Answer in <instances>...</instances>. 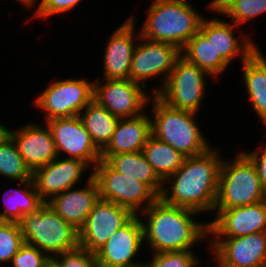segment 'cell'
I'll return each instance as SVG.
<instances>
[{"instance_id": "1", "label": "cell", "mask_w": 266, "mask_h": 267, "mask_svg": "<svg viewBox=\"0 0 266 267\" xmlns=\"http://www.w3.org/2000/svg\"><path fill=\"white\" fill-rule=\"evenodd\" d=\"M219 153L211 147L203 154L185 158L183 165L164 181L160 198L172 206L213 213L223 161ZM167 183L171 186L167 187Z\"/></svg>"}, {"instance_id": "2", "label": "cell", "mask_w": 266, "mask_h": 267, "mask_svg": "<svg viewBox=\"0 0 266 267\" xmlns=\"http://www.w3.org/2000/svg\"><path fill=\"white\" fill-rule=\"evenodd\" d=\"M200 213L166 204L160 197L138 214L143 227L144 244L151 253L194 250L198 241L209 238L208 221L199 223ZM145 218V220L143 218ZM144 220V221H143Z\"/></svg>"}, {"instance_id": "3", "label": "cell", "mask_w": 266, "mask_h": 267, "mask_svg": "<svg viewBox=\"0 0 266 267\" xmlns=\"http://www.w3.org/2000/svg\"><path fill=\"white\" fill-rule=\"evenodd\" d=\"M140 35L182 50L200 30L204 16L186 0H151Z\"/></svg>"}, {"instance_id": "4", "label": "cell", "mask_w": 266, "mask_h": 267, "mask_svg": "<svg viewBox=\"0 0 266 267\" xmlns=\"http://www.w3.org/2000/svg\"><path fill=\"white\" fill-rule=\"evenodd\" d=\"M151 135L169 144L183 156H197L212 146L201 131L195 112L175 109L164 103L157 95H152ZM153 117V119H152Z\"/></svg>"}, {"instance_id": "5", "label": "cell", "mask_w": 266, "mask_h": 267, "mask_svg": "<svg viewBox=\"0 0 266 267\" xmlns=\"http://www.w3.org/2000/svg\"><path fill=\"white\" fill-rule=\"evenodd\" d=\"M24 242L50 258L79 247V230L59 216L47 202L24 214L18 222Z\"/></svg>"}, {"instance_id": "6", "label": "cell", "mask_w": 266, "mask_h": 267, "mask_svg": "<svg viewBox=\"0 0 266 267\" xmlns=\"http://www.w3.org/2000/svg\"><path fill=\"white\" fill-rule=\"evenodd\" d=\"M266 200L257 168L242 150L232 159L222 161L214 210L253 205Z\"/></svg>"}, {"instance_id": "7", "label": "cell", "mask_w": 266, "mask_h": 267, "mask_svg": "<svg viewBox=\"0 0 266 267\" xmlns=\"http://www.w3.org/2000/svg\"><path fill=\"white\" fill-rule=\"evenodd\" d=\"M92 177L98 185L100 199L127 208L134 215L159 198L147 184L117 172L102 159L93 168Z\"/></svg>"}, {"instance_id": "8", "label": "cell", "mask_w": 266, "mask_h": 267, "mask_svg": "<svg viewBox=\"0 0 266 267\" xmlns=\"http://www.w3.org/2000/svg\"><path fill=\"white\" fill-rule=\"evenodd\" d=\"M208 76L206 71L180 56L157 96L172 108L198 113L203 106Z\"/></svg>"}, {"instance_id": "9", "label": "cell", "mask_w": 266, "mask_h": 267, "mask_svg": "<svg viewBox=\"0 0 266 267\" xmlns=\"http://www.w3.org/2000/svg\"><path fill=\"white\" fill-rule=\"evenodd\" d=\"M93 81L87 78L59 79L43 89L34 102L44 112V120L79 116L93 100Z\"/></svg>"}, {"instance_id": "10", "label": "cell", "mask_w": 266, "mask_h": 267, "mask_svg": "<svg viewBox=\"0 0 266 267\" xmlns=\"http://www.w3.org/2000/svg\"><path fill=\"white\" fill-rule=\"evenodd\" d=\"M180 56L181 50L175 45L148 40L140 35L133 53L130 80L148 90L146 82L158 77L160 87L152 88V95H157L164 87Z\"/></svg>"}, {"instance_id": "11", "label": "cell", "mask_w": 266, "mask_h": 267, "mask_svg": "<svg viewBox=\"0 0 266 267\" xmlns=\"http://www.w3.org/2000/svg\"><path fill=\"white\" fill-rule=\"evenodd\" d=\"M93 81V100L112 115L122 119L135 117L148 108L152 92L130 79ZM151 92V93H149Z\"/></svg>"}, {"instance_id": "12", "label": "cell", "mask_w": 266, "mask_h": 267, "mask_svg": "<svg viewBox=\"0 0 266 267\" xmlns=\"http://www.w3.org/2000/svg\"><path fill=\"white\" fill-rule=\"evenodd\" d=\"M134 216L127 208L99 198L84 225L79 229V246L95 254Z\"/></svg>"}, {"instance_id": "13", "label": "cell", "mask_w": 266, "mask_h": 267, "mask_svg": "<svg viewBox=\"0 0 266 267\" xmlns=\"http://www.w3.org/2000/svg\"><path fill=\"white\" fill-rule=\"evenodd\" d=\"M209 240L217 267H266V231Z\"/></svg>"}, {"instance_id": "14", "label": "cell", "mask_w": 266, "mask_h": 267, "mask_svg": "<svg viewBox=\"0 0 266 267\" xmlns=\"http://www.w3.org/2000/svg\"><path fill=\"white\" fill-rule=\"evenodd\" d=\"M45 124L52 133L58 156L83 160L91 170L101 160V152L93 144L79 116L54 118Z\"/></svg>"}, {"instance_id": "15", "label": "cell", "mask_w": 266, "mask_h": 267, "mask_svg": "<svg viewBox=\"0 0 266 267\" xmlns=\"http://www.w3.org/2000/svg\"><path fill=\"white\" fill-rule=\"evenodd\" d=\"M143 243L141 219L135 215L95 253L98 267H144V260H136Z\"/></svg>"}, {"instance_id": "16", "label": "cell", "mask_w": 266, "mask_h": 267, "mask_svg": "<svg viewBox=\"0 0 266 267\" xmlns=\"http://www.w3.org/2000/svg\"><path fill=\"white\" fill-rule=\"evenodd\" d=\"M214 212L215 218L208 222L211 238H235L266 231V200Z\"/></svg>"}, {"instance_id": "17", "label": "cell", "mask_w": 266, "mask_h": 267, "mask_svg": "<svg viewBox=\"0 0 266 267\" xmlns=\"http://www.w3.org/2000/svg\"><path fill=\"white\" fill-rule=\"evenodd\" d=\"M135 24L136 18L129 15L124 23L108 36L103 54V79H130L133 53L140 38V31L136 33Z\"/></svg>"}, {"instance_id": "18", "label": "cell", "mask_w": 266, "mask_h": 267, "mask_svg": "<svg viewBox=\"0 0 266 267\" xmlns=\"http://www.w3.org/2000/svg\"><path fill=\"white\" fill-rule=\"evenodd\" d=\"M89 167L83 160L58 156L45 166L36 169L32 179L40 199L47 202L53 196L74 188L80 184L82 176Z\"/></svg>"}, {"instance_id": "19", "label": "cell", "mask_w": 266, "mask_h": 267, "mask_svg": "<svg viewBox=\"0 0 266 267\" xmlns=\"http://www.w3.org/2000/svg\"><path fill=\"white\" fill-rule=\"evenodd\" d=\"M45 125L30 121L11 132L17 150L32 173L58 157L52 133Z\"/></svg>"}, {"instance_id": "20", "label": "cell", "mask_w": 266, "mask_h": 267, "mask_svg": "<svg viewBox=\"0 0 266 267\" xmlns=\"http://www.w3.org/2000/svg\"><path fill=\"white\" fill-rule=\"evenodd\" d=\"M238 27L232 21H224L217 17L202 20L200 31L212 42L216 53L228 63L232 64L235 57H239L242 64L257 48L255 41L250 39L248 35H240V39L234 35L235 28Z\"/></svg>"}, {"instance_id": "21", "label": "cell", "mask_w": 266, "mask_h": 267, "mask_svg": "<svg viewBox=\"0 0 266 267\" xmlns=\"http://www.w3.org/2000/svg\"><path fill=\"white\" fill-rule=\"evenodd\" d=\"M86 187L71 188L53 196L47 203L66 222L78 230L84 225L94 204L99 200V189L92 172L86 179Z\"/></svg>"}, {"instance_id": "22", "label": "cell", "mask_w": 266, "mask_h": 267, "mask_svg": "<svg viewBox=\"0 0 266 267\" xmlns=\"http://www.w3.org/2000/svg\"><path fill=\"white\" fill-rule=\"evenodd\" d=\"M150 135L151 118L146 112L119 119L109 143L101 151V156L142 151Z\"/></svg>"}, {"instance_id": "23", "label": "cell", "mask_w": 266, "mask_h": 267, "mask_svg": "<svg viewBox=\"0 0 266 267\" xmlns=\"http://www.w3.org/2000/svg\"><path fill=\"white\" fill-rule=\"evenodd\" d=\"M248 102L266 126V56L259 47L242 63Z\"/></svg>"}, {"instance_id": "24", "label": "cell", "mask_w": 266, "mask_h": 267, "mask_svg": "<svg viewBox=\"0 0 266 267\" xmlns=\"http://www.w3.org/2000/svg\"><path fill=\"white\" fill-rule=\"evenodd\" d=\"M117 172L147 184L159 197L164 182L154 172L142 151L101 156Z\"/></svg>"}, {"instance_id": "25", "label": "cell", "mask_w": 266, "mask_h": 267, "mask_svg": "<svg viewBox=\"0 0 266 267\" xmlns=\"http://www.w3.org/2000/svg\"><path fill=\"white\" fill-rule=\"evenodd\" d=\"M181 56L206 71L212 80H217L230 66L219 53H216L212 42L200 30L181 50Z\"/></svg>"}, {"instance_id": "26", "label": "cell", "mask_w": 266, "mask_h": 267, "mask_svg": "<svg viewBox=\"0 0 266 267\" xmlns=\"http://www.w3.org/2000/svg\"><path fill=\"white\" fill-rule=\"evenodd\" d=\"M18 184L17 188H9L4 193V201H2L4 205L1 207L4 210L0 211V216L7 222H19L24 214L34 211L43 203L33 179L21 181Z\"/></svg>"}, {"instance_id": "27", "label": "cell", "mask_w": 266, "mask_h": 267, "mask_svg": "<svg viewBox=\"0 0 266 267\" xmlns=\"http://www.w3.org/2000/svg\"><path fill=\"white\" fill-rule=\"evenodd\" d=\"M79 117L93 144L101 152L109 143L120 118L112 115L94 100L80 112Z\"/></svg>"}, {"instance_id": "28", "label": "cell", "mask_w": 266, "mask_h": 267, "mask_svg": "<svg viewBox=\"0 0 266 267\" xmlns=\"http://www.w3.org/2000/svg\"><path fill=\"white\" fill-rule=\"evenodd\" d=\"M142 152L163 182L183 165L186 158L172 146L152 135L148 138Z\"/></svg>"}, {"instance_id": "29", "label": "cell", "mask_w": 266, "mask_h": 267, "mask_svg": "<svg viewBox=\"0 0 266 267\" xmlns=\"http://www.w3.org/2000/svg\"><path fill=\"white\" fill-rule=\"evenodd\" d=\"M32 172L26 166L24 159L12 138L0 145V176L14 181L32 180Z\"/></svg>"}, {"instance_id": "30", "label": "cell", "mask_w": 266, "mask_h": 267, "mask_svg": "<svg viewBox=\"0 0 266 267\" xmlns=\"http://www.w3.org/2000/svg\"><path fill=\"white\" fill-rule=\"evenodd\" d=\"M266 12V0H229L217 14L230 18L237 26Z\"/></svg>"}, {"instance_id": "31", "label": "cell", "mask_w": 266, "mask_h": 267, "mask_svg": "<svg viewBox=\"0 0 266 267\" xmlns=\"http://www.w3.org/2000/svg\"><path fill=\"white\" fill-rule=\"evenodd\" d=\"M24 243L19 223L5 221L0 226V267H8Z\"/></svg>"}, {"instance_id": "32", "label": "cell", "mask_w": 266, "mask_h": 267, "mask_svg": "<svg viewBox=\"0 0 266 267\" xmlns=\"http://www.w3.org/2000/svg\"><path fill=\"white\" fill-rule=\"evenodd\" d=\"M144 267H197L201 260L194 250L151 253Z\"/></svg>"}, {"instance_id": "33", "label": "cell", "mask_w": 266, "mask_h": 267, "mask_svg": "<svg viewBox=\"0 0 266 267\" xmlns=\"http://www.w3.org/2000/svg\"><path fill=\"white\" fill-rule=\"evenodd\" d=\"M57 267H98L96 255L78 247L51 257Z\"/></svg>"}, {"instance_id": "34", "label": "cell", "mask_w": 266, "mask_h": 267, "mask_svg": "<svg viewBox=\"0 0 266 267\" xmlns=\"http://www.w3.org/2000/svg\"><path fill=\"white\" fill-rule=\"evenodd\" d=\"M51 258L36 246L24 243L13 256L10 267H45Z\"/></svg>"}, {"instance_id": "35", "label": "cell", "mask_w": 266, "mask_h": 267, "mask_svg": "<svg viewBox=\"0 0 266 267\" xmlns=\"http://www.w3.org/2000/svg\"><path fill=\"white\" fill-rule=\"evenodd\" d=\"M80 2L82 3V0H40L39 3H36L38 6L32 18L46 20L45 18L53 17V15L65 14V12L73 10Z\"/></svg>"}, {"instance_id": "36", "label": "cell", "mask_w": 266, "mask_h": 267, "mask_svg": "<svg viewBox=\"0 0 266 267\" xmlns=\"http://www.w3.org/2000/svg\"><path fill=\"white\" fill-rule=\"evenodd\" d=\"M255 151H243L254 163L257 168L258 176L261 181L262 188L266 192V143L260 144Z\"/></svg>"}, {"instance_id": "37", "label": "cell", "mask_w": 266, "mask_h": 267, "mask_svg": "<svg viewBox=\"0 0 266 267\" xmlns=\"http://www.w3.org/2000/svg\"><path fill=\"white\" fill-rule=\"evenodd\" d=\"M229 0H212L208 3L207 8L213 13L218 12Z\"/></svg>"}, {"instance_id": "38", "label": "cell", "mask_w": 266, "mask_h": 267, "mask_svg": "<svg viewBox=\"0 0 266 267\" xmlns=\"http://www.w3.org/2000/svg\"><path fill=\"white\" fill-rule=\"evenodd\" d=\"M12 130L0 123V145L11 138Z\"/></svg>"}, {"instance_id": "39", "label": "cell", "mask_w": 266, "mask_h": 267, "mask_svg": "<svg viewBox=\"0 0 266 267\" xmlns=\"http://www.w3.org/2000/svg\"><path fill=\"white\" fill-rule=\"evenodd\" d=\"M19 2H21V4L25 5V7H27V9L32 8L33 6H36L35 3L37 0H17Z\"/></svg>"}, {"instance_id": "40", "label": "cell", "mask_w": 266, "mask_h": 267, "mask_svg": "<svg viewBox=\"0 0 266 267\" xmlns=\"http://www.w3.org/2000/svg\"><path fill=\"white\" fill-rule=\"evenodd\" d=\"M45 267H57V265L52 261L50 260L46 265Z\"/></svg>"}, {"instance_id": "41", "label": "cell", "mask_w": 266, "mask_h": 267, "mask_svg": "<svg viewBox=\"0 0 266 267\" xmlns=\"http://www.w3.org/2000/svg\"><path fill=\"white\" fill-rule=\"evenodd\" d=\"M5 222V220L0 216V226Z\"/></svg>"}]
</instances>
